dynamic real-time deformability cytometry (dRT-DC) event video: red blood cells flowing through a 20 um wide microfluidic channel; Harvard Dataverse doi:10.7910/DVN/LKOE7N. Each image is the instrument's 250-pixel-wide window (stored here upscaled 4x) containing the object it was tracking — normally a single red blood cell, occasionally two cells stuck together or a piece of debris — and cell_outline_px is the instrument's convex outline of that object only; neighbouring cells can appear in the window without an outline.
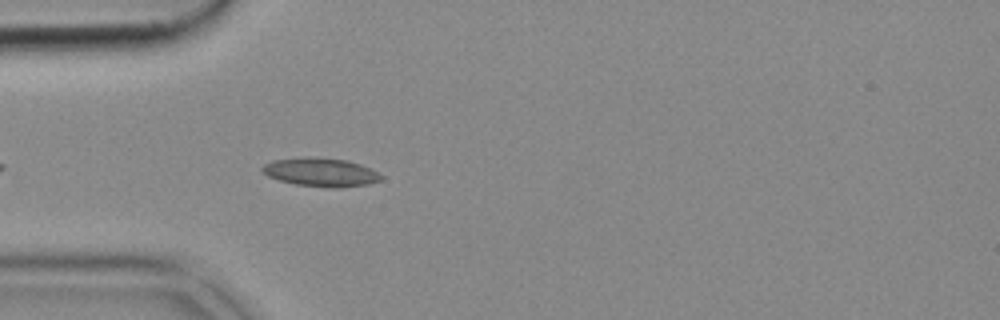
{"species": "common noctule bat (a hibernating species)", "species_latin": "Nyctalus noctula", "temperature_condition": "cold", "stored_images_in_passage": 11, "camera_frame_rate_fps": 3000, "um_per_image_px": 0.085, "animal": {"sex": "female", "body_mass_g": 18.4}, "frame": {"image": 1, "passage_image": 5, "time_ms": 1.333, "image_size_px": [1000, 320], "cell_outline_px": [[384, 176], [380, 180], [368, 184], [340, 188], [328, 188], [296, 184], [280, 180], [268, 176], [260, 168], [264, 164], [272, 160], [348, 160], [372, 168]], "centroid_in_image_um": [27.35, 14.7], "position_along_channel_um": 57.6, "area_um2": 18.9}}